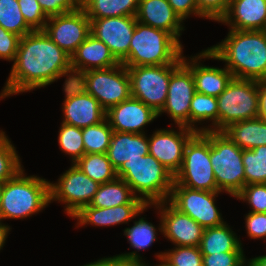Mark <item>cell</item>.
<instances>
[{
  "instance_id": "6da1fadb",
  "label": "cell",
  "mask_w": 266,
  "mask_h": 266,
  "mask_svg": "<svg viewBox=\"0 0 266 266\" xmlns=\"http://www.w3.org/2000/svg\"><path fill=\"white\" fill-rule=\"evenodd\" d=\"M73 80L71 56L44 31H33L20 38L16 57L0 99L51 85L61 77Z\"/></svg>"
},
{
  "instance_id": "7a4b0ae2",
  "label": "cell",
  "mask_w": 266,
  "mask_h": 266,
  "mask_svg": "<svg viewBox=\"0 0 266 266\" xmlns=\"http://www.w3.org/2000/svg\"><path fill=\"white\" fill-rule=\"evenodd\" d=\"M208 59L225 62L234 78L266 80V32L229 29L224 40L208 47Z\"/></svg>"
},
{
  "instance_id": "3957f363",
  "label": "cell",
  "mask_w": 266,
  "mask_h": 266,
  "mask_svg": "<svg viewBox=\"0 0 266 266\" xmlns=\"http://www.w3.org/2000/svg\"><path fill=\"white\" fill-rule=\"evenodd\" d=\"M116 174L146 205L168 201L174 185V175L151 154L122 163Z\"/></svg>"
},
{
  "instance_id": "277c9868",
  "label": "cell",
  "mask_w": 266,
  "mask_h": 266,
  "mask_svg": "<svg viewBox=\"0 0 266 266\" xmlns=\"http://www.w3.org/2000/svg\"><path fill=\"white\" fill-rule=\"evenodd\" d=\"M21 169L4 182L0 219H26L50 204L49 182L36 175L27 176ZM26 174V175H25Z\"/></svg>"
},
{
  "instance_id": "5b68a950",
  "label": "cell",
  "mask_w": 266,
  "mask_h": 266,
  "mask_svg": "<svg viewBox=\"0 0 266 266\" xmlns=\"http://www.w3.org/2000/svg\"><path fill=\"white\" fill-rule=\"evenodd\" d=\"M183 55L181 45L170 33L136 22L126 67L177 64Z\"/></svg>"
},
{
  "instance_id": "8992f818",
  "label": "cell",
  "mask_w": 266,
  "mask_h": 266,
  "mask_svg": "<svg viewBox=\"0 0 266 266\" xmlns=\"http://www.w3.org/2000/svg\"><path fill=\"white\" fill-rule=\"evenodd\" d=\"M173 186L218 191L210 161V130L196 132L186 143L183 163L174 175Z\"/></svg>"
},
{
  "instance_id": "52a82bcc",
  "label": "cell",
  "mask_w": 266,
  "mask_h": 266,
  "mask_svg": "<svg viewBox=\"0 0 266 266\" xmlns=\"http://www.w3.org/2000/svg\"><path fill=\"white\" fill-rule=\"evenodd\" d=\"M243 150L222 131L210 130V161L218 192L235 197L245 186Z\"/></svg>"
},
{
  "instance_id": "ba28073f",
  "label": "cell",
  "mask_w": 266,
  "mask_h": 266,
  "mask_svg": "<svg viewBox=\"0 0 266 266\" xmlns=\"http://www.w3.org/2000/svg\"><path fill=\"white\" fill-rule=\"evenodd\" d=\"M217 102L218 131L238 121L258 118V81L233 77Z\"/></svg>"
},
{
  "instance_id": "9c48e42d",
  "label": "cell",
  "mask_w": 266,
  "mask_h": 266,
  "mask_svg": "<svg viewBox=\"0 0 266 266\" xmlns=\"http://www.w3.org/2000/svg\"><path fill=\"white\" fill-rule=\"evenodd\" d=\"M74 81L96 98L106 112L131 96L129 73L122 63L85 71Z\"/></svg>"
},
{
  "instance_id": "30bf717a",
  "label": "cell",
  "mask_w": 266,
  "mask_h": 266,
  "mask_svg": "<svg viewBox=\"0 0 266 266\" xmlns=\"http://www.w3.org/2000/svg\"><path fill=\"white\" fill-rule=\"evenodd\" d=\"M100 184L89 178L75 164H71L56 183L49 182L50 203L65 204L64 211L69 217L88 206Z\"/></svg>"
},
{
  "instance_id": "8fae6325",
  "label": "cell",
  "mask_w": 266,
  "mask_h": 266,
  "mask_svg": "<svg viewBox=\"0 0 266 266\" xmlns=\"http://www.w3.org/2000/svg\"><path fill=\"white\" fill-rule=\"evenodd\" d=\"M131 96L159 113L165 105L171 64L127 67Z\"/></svg>"
},
{
  "instance_id": "7c38bea8",
  "label": "cell",
  "mask_w": 266,
  "mask_h": 266,
  "mask_svg": "<svg viewBox=\"0 0 266 266\" xmlns=\"http://www.w3.org/2000/svg\"><path fill=\"white\" fill-rule=\"evenodd\" d=\"M218 191H202L185 186H172L168 202L179 212L189 215L203 228L223 225L219 207L216 206Z\"/></svg>"
},
{
  "instance_id": "4fadbf2b",
  "label": "cell",
  "mask_w": 266,
  "mask_h": 266,
  "mask_svg": "<svg viewBox=\"0 0 266 266\" xmlns=\"http://www.w3.org/2000/svg\"><path fill=\"white\" fill-rule=\"evenodd\" d=\"M195 93L194 77L182 59L177 64H171L167 98L158 116L167 113L175 125L190 128V103Z\"/></svg>"
},
{
  "instance_id": "5bb4252c",
  "label": "cell",
  "mask_w": 266,
  "mask_h": 266,
  "mask_svg": "<svg viewBox=\"0 0 266 266\" xmlns=\"http://www.w3.org/2000/svg\"><path fill=\"white\" fill-rule=\"evenodd\" d=\"M62 89L65 94L62 123L82 129L98 124L106 118V111L99 101L75 81L63 84Z\"/></svg>"
},
{
  "instance_id": "9a60e30c",
  "label": "cell",
  "mask_w": 266,
  "mask_h": 266,
  "mask_svg": "<svg viewBox=\"0 0 266 266\" xmlns=\"http://www.w3.org/2000/svg\"><path fill=\"white\" fill-rule=\"evenodd\" d=\"M43 31L71 56L90 35V20L79 6L74 11L49 17Z\"/></svg>"
},
{
  "instance_id": "2e32d148",
  "label": "cell",
  "mask_w": 266,
  "mask_h": 266,
  "mask_svg": "<svg viewBox=\"0 0 266 266\" xmlns=\"http://www.w3.org/2000/svg\"><path fill=\"white\" fill-rule=\"evenodd\" d=\"M158 210V227L164 237L174 246H199L204 228L189 215L179 212L168 201L151 205Z\"/></svg>"
},
{
  "instance_id": "e0dca14e",
  "label": "cell",
  "mask_w": 266,
  "mask_h": 266,
  "mask_svg": "<svg viewBox=\"0 0 266 266\" xmlns=\"http://www.w3.org/2000/svg\"><path fill=\"white\" fill-rule=\"evenodd\" d=\"M174 129H157L149 140V154L175 175L182 166L184 148L189 139L196 133L194 129L176 126ZM179 130V132H178Z\"/></svg>"
},
{
  "instance_id": "ac0fdd59",
  "label": "cell",
  "mask_w": 266,
  "mask_h": 266,
  "mask_svg": "<svg viewBox=\"0 0 266 266\" xmlns=\"http://www.w3.org/2000/svg\"><path fill=\"white\" fill-rule=\"evenodd\" d=\"M90 20V34L104 42L114 57L122 63L129 54L136 16L108 17Z\"/></svg>"
},
{
  "instance_id": "d6986e66",
  "label": "cell",
  "mask_w": 266,
  "mask_h": 266,
  "mask_svg": "<svg viewBox=\"0 0 266 266\" xmlns=\"http://www.w3.org/2000/svg\"><path fill=\"white\" fill-rule=\"evenodd\" d=\"M158 117L152 108L132 96L106 112L110 127L117 132L145 133V126Z\"/></svg>"
},
{
  "instance_id": "ffe728a7",
  "label": "cell",
  "mask_w": 266,
  "mask_h": 266,
  "mask_svg": "<svg viewBox=\"0 0 266 266\" xmlns=\"http://www.w3.org/2000/svg\"><path fill=\"white\" fill-rule=\"evenodd\" d=\"M202 59H208V48L194 56L182 55L183 63L191 70L194 77L196 92L217 98L232 80V73L226 67L203 65L200 62Z\"/></svg>"
},
{
  "instance_id": "44dd1931",
  "label": "cell",
  "mask_w": 266,
  "mask_h": 266,
  "mask_svg": "<svg viewBox=\"0 0 266 266\" xmlns=\"http://www.w3.org/2000/svg\"><path fill=\"white\" fill-rule=\"evenodd\" d=\"M151 205L146 204H124L115 207L98 208L92 206L83 207L72 218L77 219L75 227L94 225L95 227H110L120 224H128L136 216L147 210Z\"/></svg>"
},
{
  "instance_id": "7402d4cb",
  "label": "cell",
  "mask_w": 266,
  "mask_h": 266,
  "mask_svg": "<svg viewBox=\"0 0 266 266\" xmlns=\"http://www.w3.org/2000/svg\"><path fill=\"white\" fill-rule=\"evenodd\" d=\"M118 64L120 62L114 57L108 46L91 34L71 55L73 80L85 71L105 69Z\"/></svg>"
},
{
  "instance_id": "603a6c76",
  "label": "cell",
  "mask_w": 266,
  "mask_h": 266,
  "mask_svg": "<svg viewBox=\"0 0 266 266\" xmlns=\"http://www.w3.org/2000/svg\"><path fill=\"white\" fill-rule=\"evenodd\" d=\"M138 22L170 33L181 45L184 23L167 0H139Z\"/></svg>"
},
{
  "instance_id": "cb8c5ba5",
  "label": "cell",
  "mask_w": 266,
  "mask_h": 266,
  "mask_svg": "<svg viewBox=\"0 0 266 266\" xmlns=\"http://www.w3.org/2000/svg\"><path fill=\"white\" fill-rule=\"evenodd\" d=\"M218 23L232 30H265L266 0H232Z\"/></svg>"
},
{
  "instance_id": "d4e9b609",
  "label": "cell",
  "mask_w": 266,
  "mask_h": 266,
  "mask_svg": "<svg viewBox=\"0 0 266 266\" xmlns=\"http://www.w3.org/2000/svg\"><path fill=\"white\" fill-rule=\"evenodd\" d=\"M146 133L114 131L106 155L117 170L122 163L149 154V140Z\"/></svg>"
},
{
  "instance_id": "484cf974",
  "label": "cell",
  "mask_w": 266,
  "mask_h": 266,
  "mask_svg": "<svg viewBox=\"0 0 266 266\" xmlns=\"http://www.w3.org/2000/svg\"><path fill=\"white\" fill-rule=\"evenodd\" d=\"M134 225L131 227H126L123 232L127 241L135 251L118 254V256L123 257L125 260L133 262L139 266H151L146 263L142 256H140V250H146L152 244L158 240L157 239V228L151 222H148L146 218L141 217L135 220Z\"/></svg>"
},
{
  "instance_id": "4316f807",
  "label": "cell",
  "mask_w": 266,
  "mask_h": 266,
  "mask_svg": "<svg viewBox=\"0 0 266 266\" xmlns=\"http://www.w3.org/2000/svg\"><path fill=\"white\" fill-rule=\"evenodd\" d=\"M232 230L228 223L217 227L204 228L199 245L202 255L221 252H244L240 237Z\"/></svg>"
},
{
  "instance_id": "83f0119b",
  "label": "cell",
  "mask_w": 266,
  "mask_h": 266,
  "mask_svg": "<svg viewBox=\"0 0 266 266\" xmlns=\"http://www.w3.org/2000/svg\"><path fill=\"white\" fill-rule=\"evenodd\" d=\"M222 132L242 150L266 145V120L259 117L232 123Z\"/></svg>"
},
{
  "instance_id": "f1b7e54d",
  "label": "cell",
  "mask_w": 266,
  "mask_h": 266,
  "mask_svg": "<svg viewBox=\"0 0 266 266\" xmlns=\"http://www.w3.org/2000/svg\"><path fill=\"white\" fill-rule=\"evenodd\" d=\"M124 204H145L136 197L131 187L121 178L100 184L89 206L98 208L115 207Z\"/></svg>"
},
{
  "instance_id": "f546056e",
  "label": "cell",
  "mask_w": 266,
  "mask_h": 266,
  "mask_svg": "<svg viewBox=\"0 0 266 266\" xmlns=\"http://www.w3.org/2000/svg\"><path fill=\"white\" fill-rule=\"evenodd\" d=\"M80 6L89 19L136 16L139 0H85Z\"/></svg>"
},
{
  "instance_id": "4dcf8cb0",
  "label": "cell",
  "mask_w": 266,
  "mask_h": 266,
  "mask_svg": "<svg viewBox=\"0 0 266 266\" xmlns=\"http://www.w3.org/2000/svg\"><path fill=\"white\" fill-rule=\"evenodd\" d=\"M211 122L207 127H198L197 123ZM190 128L196 132L206 130L218 131V102L217 98L195 93L190 103Z\"/></svg>"
},
{
  "instance_id": "1f68e13d",
  "label": "cell",
  "mask_w": 266,
  "mask_h": 266,
  "mask_svg": "<svg viewBox=\"0 0 266 266\" xmlns=\"http://www.w3.org/2000/svg\"><path fill=\"white\" fill-rule=\"evenodd\" d=\"M75 165L98 184L117 178L116 169L112 166L106 153L84 154Z\"/></svg>"
},
{
  "instance_id": "d6a6232c",
  "label": "cell",
  "mask_w": 266,
  "mask_h": 266,
  "mask_svg": "<svg viewBox=\"0 0 266 266\" xmlns=\"http://www.w3.org/2000/svg\"><path fill=\"white\" fill-rule=\"evenodd\" d=\"M242 162L245 173V186L266 183V145L254 149H244Z\"/></svg>"
},
{
  "instance_id": "836d02e7",
  "label": "cell",
  "mask_w": 266,
  "mask_h": 266,
  "mask_svg": "<svg viewBox=\"0 0 266 266\" xmlns=\"http://www.w3.org/2000/svg\"><path fill=\"white\" fill-rule=\"evenodd\" d=\"M160 261L154 266H203L199 246H174L155 255Z\"/></svg>"
},
{
  "instance_id": "e575fe53",
  "label": "cell",
  "mask_w": 266,
  "mask_h": 266,
  "mask_svg": "<svg viewBox=\"0 0 266 266\" xmlns=\"http://www.w3.org/2000/svg\"><path fill=\"white\" fill-rule=\"evenodd\" d=\"M113 132L106 118L98 124L82 128L85 154L106 153Z\"/></svg>"
},
{
  "instance_id": "d590c367",
  "label": "cell",
  "mask_w": 266,
  "mask_h": 266,
  "mask_svg": "<svg viewBox=\"0 0 266 266\" xmlns=\"http://www.w3.org/2000/svg\"><path fill=\"white\" fill-rule=\"evenodd\" d=\"M0 26L20 37L33 32L25 22L18 0H0Z\"/></svg>"
},
{
  "instance_id": "8d00e7d4",
  "label": "cell",
  "mask_w": 266,
  "mask_h": 266,
  "mask_svg": "<svg viewBox=\"0 0 266 266\" xmlns=\"http://www.w3.org/2000/svg\"><path fill=\"white\" fill-rule=\"evenodd\" d=\"M16 147L3 130H0V182L13 178L23 166Z\"/></svg>"
},
{
  "instance_id": "74e56055",
  "label": "cell",
  "mask_w": 266,
  "mask_h": 266,
  "mask_svg": "<svg viewBox=\"0 0 266 266\" xmlns=\"http://www.w3.org/2000/svg\"><path fill=\"white\" fill-rule=\"evenodd\" d=\"M58 132L59 148L69 155L71 163L75 164L85 154L82 129L61 122Z\"/></svg>"
},
{
  "instance_id": "f35d334b",
  "label": "cell",
  "mask_w": 266,
  "mask_h": 266,
  "mask_svg": "<svg viewBox=\"0 0 266 266\" xmlns=\"http://www.w3.org/2000/svg\"><path fill=\"white\" fill-rule=\"evenodd\" d=\"M235 198L248 203L249 212L266 213V183L246 185Z\"/></svg>"
},
{
  "instance_id": "ab89813d",
  "label": "cell",
  "mask_w": 266,
  "mask_h": 266,
  "mask_svg": "<svg viewBox=\"0 0 266 266\" xmlns=\"http://www.w3.org/2000/svg\"><path fill=\"white\" fill-rule=\"evenodd\" d=\"M26 24L33 31H43L48 17L37 0H18Z\"/></svg>"
},
{
  "instance_id": "60d3db41",
  "label": "cell",
  "mask_w": 266,
  "mask_h": 266,
  "mask_svg": "<svg viewBox=\"0 0 266 266\" xmlns=\"http://www.w3.org/2000/svg\"><path fill=\"white\" fill-rule=\"evenodd\" d=\"M244 252H221L203 255V266H248Z\"/></svg>"
},
{
  "instance_id": "b9f144b4",
  "label": "cell",
  "mask_w": 266,
  "mask_h": 266,
  "mask_svg": "<svg viewBox=\"0 0 266 266\" xmlns=\"http://www.w3.org/2000/svg\"><path fill=\"white\" fill-rule=\"evenodd\" d=\"M232 0H197L199 13L206 19L219 22Z\"/></svg>"
},
{
  "instance_id": "7bdbcfd3",
  "label": "cell",
  "mask_w": 266,
  "mask_h": 266,
  "mask_svg": "<svg viewBox=\"0 0 266 266\" xmlns=\"http://www.w3.org/2000/svg\"><path fill=\"white\" fill-rule=\"evenodd\" d=\"M244 220L249 238L266 240V213L249 212Z\"/></svg>"
},
{
  "instance_id": "ee69618b",
  "label": "cell",
  "mask_w": 266,
  "mask_h": 266,
  "mask_svg": "<svg viewBox=\"0 0 266 266\" xmlns=\"http://www.w3.org/2000/svg\"><path fill=\"white\" fill-rule=\"evenodd\" d=\"M20 38L0 26V59L14 62Z\"/></svg>"
},
{
  "instance_id": "f6af8a7d",
  "label": "cell",
  "mask_w": 266,
  "mask_h": 266,
  "mask_svg": "<svg viewBox=\"0 0 266 266\" xmlns=\"http://www.w3.org/2000/svg\"><path fill=\"white\" fill-rule=\"evenodd\" d=\"M44 11L45 15L49 17L68 13L76 10L80 4L76 0H37Z\"/></svg>"
},
{
  "instance_id": "bcb514c9",
  "label": "cell",
  "mask_w": 266,
  "mask_h": 266,
  "mask_svg": "<svg viewBox=\"0 0 266 266\" xmlns=\"http://www.w3.org/2000/svg\"><path fill=\"white\" fill-rule=\"evenodd\" d=\"M168 3L173 8L174 12L180 17L184 22L185 19L189 18L190 15L204 17L199 13L197 0H167Z\"/></svg>"
},
{
  "instance_id": "7dc6e473",
  "label": "cell",
  "mask_w": 266,
  "mask_h": 266,
  "mask_svg": "<svg viewBox=\"0 0 266 266\" xmlns=\"http://www.w3.org/2000/svg\"><path fill=\"white\" fill-rule=\"evenodd\" d=\"M82 266H139L133 262L125 260L123 257L114 255L112 257H103L97 261L84 264Z\"/></svg>"
},
{
  "instance_id": "c3c4849f",
  "label": "cell",
  "mask_w": 266,
  "mask_h": 266,
  "mask_svg": "<svg viewBox=\"0 0 266 266\" xmlns=\"http://www.w3.org/2000/svg\"><path fill=\"white\" fill-rule=\"evenodd\" d=\"M259 118L266 120V80L258 81Z\"/></svg>"
},
{
  "instance_id": "681fc988",
  "label": "cell",
  "mask_w": 266,
  "mask_h": 266,
  "mask_svg": "<svg viewBox=\"0 0 266 266\" xmlns=\"http://www.w3.org/2000/svg\"><path fill=\"white\" fill-rule=\"evenodd\" d=\"M11 227L2 223L0 219V250H3L4 244L6 243V239L8 238V234H10Z\"/></svg>"
},
{
  "instance_id": "f907efd6",
  "label": "cell",
  "mask_w": 266,
  "mask_h": 266,
  "mask_svg": "<svg viewBox=\"0 0 266 266\" xmlns=\"http://www.w3.org/2000/svg\"><path fill=\"white\" fill-rule=\"evenodd\" d=\"M248 266H266V255L250 258L248 260Z\"/></svg>"
},
{
  "instance_id": "816d5d0a",
  "label": "cell",
  "mask_w": 266,
  "mask_h": 266,
  "mask_svg": "<svg viewBox=\"0 0 266 266\" xmlns=\"http://www.w3.org/2000/svg\"><path fill=\"white\" fill-rule=\"evenodd\" d=\"M3 188H4V182H0V205H1V198H2Z\"/></svg>"
},
{
  "instance_id": "f5cc1de1",
  "label": "cell",
  "mask_w": 266,
  "mask_h": 266,
  "mask_svg": "<svg viewBox=\"0 0 266 266\" xmlns=\"http://www.w3.org/2000/svg\"><path fill=\"white\" fill-rule=\"evenodd\" d=\"M80 5L85 1V0H76Z\"/></svg>"
}]
</instances>
